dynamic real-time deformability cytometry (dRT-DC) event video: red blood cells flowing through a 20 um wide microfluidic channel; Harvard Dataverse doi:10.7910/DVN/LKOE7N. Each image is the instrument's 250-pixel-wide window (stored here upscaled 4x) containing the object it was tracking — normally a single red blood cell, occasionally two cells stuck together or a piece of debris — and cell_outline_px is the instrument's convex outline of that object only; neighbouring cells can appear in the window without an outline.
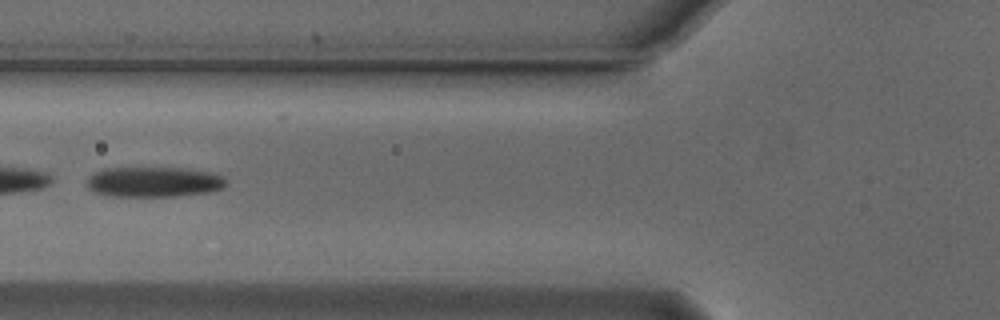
{"species": "Egyptian fruit bat (a non-hibernating species)", "species_latin": "Rousettus aegyptiacus", "temperature_condition": "cold", "stored_images_in_passage": 52, "camera_frame_rate_fps": 3000, "um_per_image_px": 0.085, "animal": {"sex": "male"}, "frame": {"image": 1, "passage_image": 20, "time_ms": 6.333, "image_size_px": [1000, 320], "cell_outline_px": [[228, 180], [224, 188], [208, 192], [176, 196], [112, 196], [96, 192], [88, 188], [88, 176], [92, 172], [104, 168], [188, 168], [208, 172], [224, 176]], "centroid_in_image_um": [13.1, 15.45], "position_along_channel_um": 112.7, "area_um2": 24.62}}
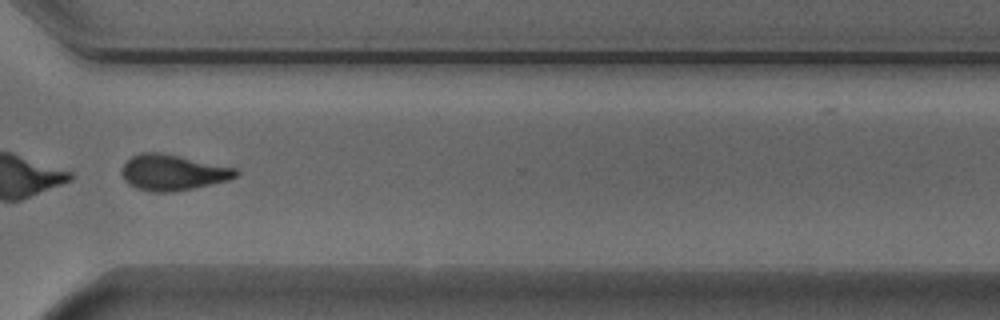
{"frame": {"image": 2, "passage_image": 39, "time_ms": 12.667, "image_size_px": [1000, 320], "cell_outline_px": [[240, 172], [236, 176], [228, 180], [192, 188], [172, 192], [156, 192], [136, 188], [128, 184], [124, 180], [120, 172], [120, 168], [132, 156], [140, 152], [156, 152], [236, 168]], "centroid_in_image_um": [14.63, 14.67], "position_along_channel_um": 356.0, "area_um2": 23.47}}